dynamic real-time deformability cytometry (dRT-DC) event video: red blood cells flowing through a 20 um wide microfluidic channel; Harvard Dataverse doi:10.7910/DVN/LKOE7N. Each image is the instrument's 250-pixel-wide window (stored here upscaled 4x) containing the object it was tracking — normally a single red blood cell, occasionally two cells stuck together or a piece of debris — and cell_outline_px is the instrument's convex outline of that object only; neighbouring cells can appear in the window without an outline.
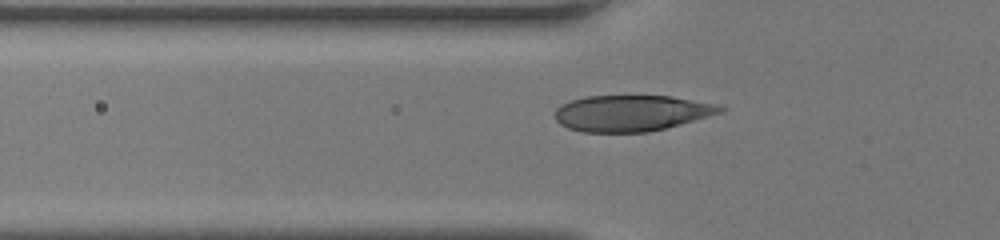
{"species": "human", "species_latin": "Homo sapiens", "temperature_condition": "room temperature", "stored_images_in_passage": 31, "camera_frame_rate_fps": 3000, "um_per_image_px": 0.085, "donor": {"sex": "female"}, "frame": {"image": 1, "passage_image": 2, "time_ms": 0.333, "image_size_px": [1000, 240], "cell_outline_px": [[728, 108], [724, 112], [680, 124], [648, 132], [584, 132], [568, 128], [560, 124], [556, 120], [556, 108], [560, 104], [572, 100], [588, 96], [672, 96], [716, 104]], "centroid_in_image_um": [53.69, 9.61], "position_along_channel_um": 72.1, "area_um2": 34.68}}
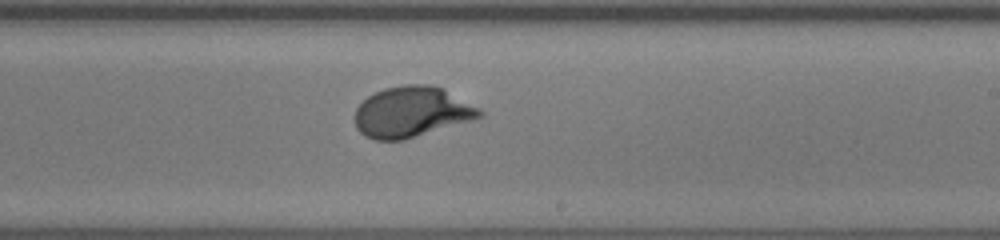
{"frame": {"image": 2, "passage_image": 14, "time_ms": 4.333, "image_size_px": [1000, 240], "cell_outline_px": [[484, 116], [472, 120], [404, 140], [376, 140], [364, 136], [356, 128], [356, 108], [368, 96], [384, 88], [404, 84], [428, 84], [444, 88], [480, 108], [484, 112]], "centroid_in_image_um": [35.02, 9.51], "position_along_channel_um": 254.0, "area_um2": 36.93}}
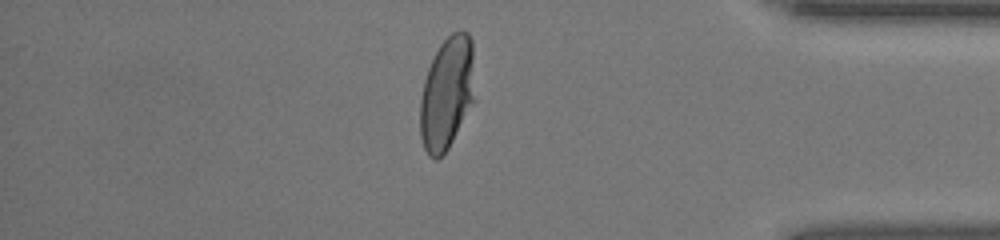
{"frame": {"image": 3, "passage_image": 25, "time_ms": 8.0, "image_size_px": [1000, 240], "cell_outline_px": [[476, 100], [448, 148], [436, 160], [428, 156], [424, 148], [420, 136], [420, 100], [424, 80], [428, 68], [440, 44], [452, 32], [460, 28], [468, 32], [472, 40]], "centroid_in_image_um": [38.02, 7.9], "position_along_channel_um": 397.2, "area_um2": 36.65}}